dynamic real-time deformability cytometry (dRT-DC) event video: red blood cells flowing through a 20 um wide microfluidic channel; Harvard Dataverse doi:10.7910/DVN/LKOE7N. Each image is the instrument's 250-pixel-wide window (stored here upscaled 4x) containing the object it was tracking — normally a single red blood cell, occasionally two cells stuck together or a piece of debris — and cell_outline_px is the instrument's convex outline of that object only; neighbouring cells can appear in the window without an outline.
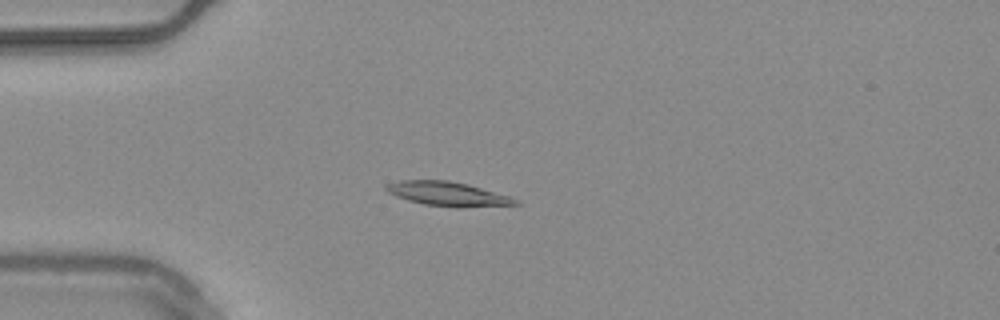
{"species": "common noctule bat (a hibernating species)", "species_latin": "Nyctalus noctula", "temperature_condition": "warm", "stored_images_in_passage": 55, "camera_frame_rate_fps": 3000, "um_per_image_px": 0.085, "animal": {"sex": "male", "body_mass_g": 20.4}, "frame": {"image": 1, "passage_image": 15, "time_ms": 4.667, "image_size_px": [1000, 320], "cell_outline_px": [[520, 204], [460, 208], [456, 208], [424, 204], [408, 200], [396, 196], [388, 192], [384, 188], [384, 184], [400, 180], [448, 180], [468, 184], [508, 196], [516, 200]], "centroid_in_image_um": [38.0, 16.48], "position_along_channel_um": 47.0, "area_um2": 18.21}}
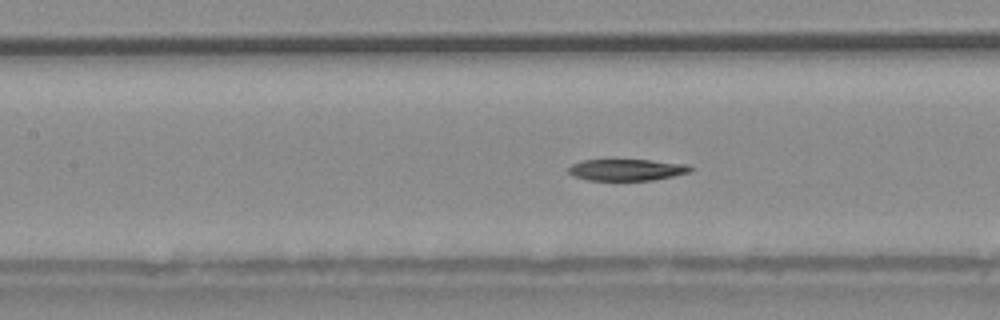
{"frame": {"image": 2, "passage_image": 25, "time_ms": 8.0, "image_size_px": [1000, 320], "cell_outline_px": [[692, 172], [652, 180], [588, 180], [572, 176], [568, 172], [568, 168], [572, 164], [584, 160], [648, 160], [688, 164], [692, 168]], "centroid_in_image_um": [53.27, 14.43], "position_along_channel_um": 154.1, "area_um2": 15.26}}
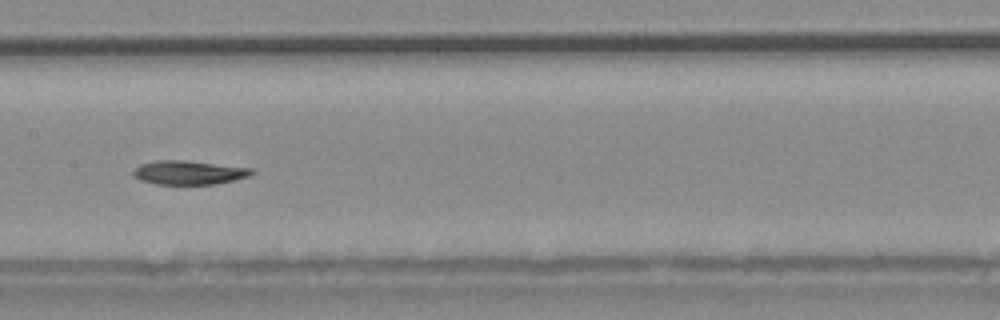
{"frame": {"image": 3, "passage_image": 28, "time_ms": 9.0, "image_size_px": [1000, 320], "cell_outline_px": [[256, 172], [248, 176], [216, 184], [156, 184], [140, 180], [132, 176], [132, 172], [140, 164], [156, 160], [188, 160], [252, 168]], "centroid_in_image_um": [16.03, 14.66], "position_along_channel_um": 191.4, "area_um2": 16.59}, "authors_computed_cell_mechanics": {"area_um2": 17.2244, "velocity_mm_per_s": 3.7342, "shape_relaxation_time_tau1_ms": 5.773, "shape_relaxation_time_tau2_ms": null, "deformation_change_tau1": 0.1838, "deformation_change_tau2": null}}